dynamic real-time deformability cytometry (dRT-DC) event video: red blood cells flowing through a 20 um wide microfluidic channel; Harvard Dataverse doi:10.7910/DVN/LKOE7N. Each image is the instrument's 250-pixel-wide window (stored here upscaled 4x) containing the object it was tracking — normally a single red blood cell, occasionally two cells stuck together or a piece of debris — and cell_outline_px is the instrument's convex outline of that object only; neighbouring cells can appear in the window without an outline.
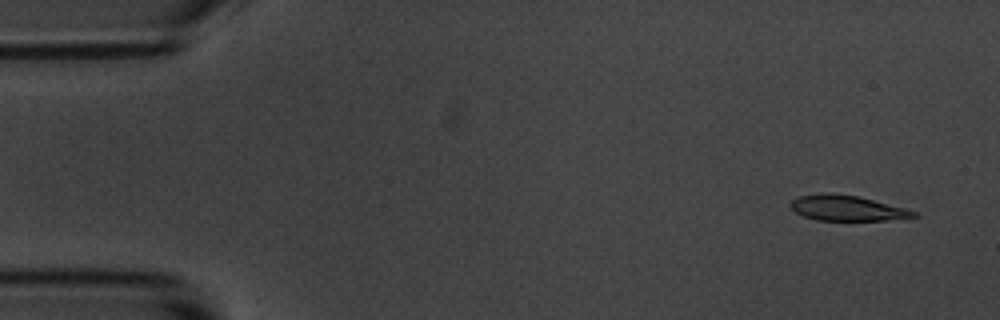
{"species": "common noctule bat (a hibernating species)", "species_latin": "Nyctalus noctula", "temperature_condition": "room temperature", "stored_images_in_passage": 8, "camera_frame_rate_fps": 3000, "um_per_image_px": 0.085, "animal": {"sex": "male", "body_mass_g": 20.1, "forearm_length_mm": 53.5}, "frame": {"image": 1, "passage_image": 1, "time_ms": 0.0, "image_size_px": [1000, 320], "cell_outline_px": [[920, 216], [884, 220], [816, 220], [804, 216], [796, 212], [788, 204], [792, 200], [800, 196], [856, 196], [904, 208], [916, 212]], "centroid_in_image_um": [72.03, 17.74], "position_along_channel_um": 13.0, "area_um2": 17.05}}
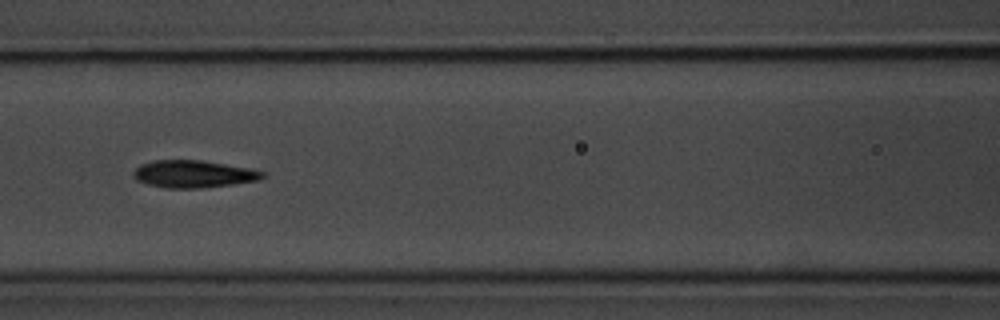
{"frame": {"image": 2, "passage_image": 7, "time_ms": 7.0, "image_size_px": [1000, 320], "cell_outline_px": [[264, 176], [256, 180], [232, 184], [200, 188], [168, 188], [148, 184], [136, 180], [132, 176], [132, 172], [140, 164], [152, 160], [200, 160], [248, 168], [264, 172]], "centroid_in_image_um": [16.36, 14.78], "position_along_channel_um": 150.2, "area_um2": 20.35}}
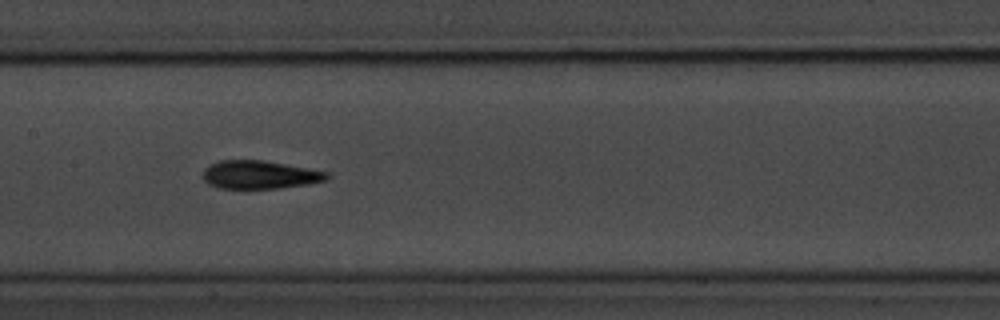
{"frame": {"image": 3, "passage_image": 8, "time_ms": 8.0, "image_size_px": [1000, 320], "cell_outline_px": [[332, 176], [328, 180], [308, 184], [280, 188], [220, 188], [208, 184], [204, 180], [204, 168], [208, 164], [220, 160], [264, 160], [328, 172]], "centroid_in_image_um": [22.09, 14.85], "position_along_channel_um": 185.3, "area_um2": 20.46}}